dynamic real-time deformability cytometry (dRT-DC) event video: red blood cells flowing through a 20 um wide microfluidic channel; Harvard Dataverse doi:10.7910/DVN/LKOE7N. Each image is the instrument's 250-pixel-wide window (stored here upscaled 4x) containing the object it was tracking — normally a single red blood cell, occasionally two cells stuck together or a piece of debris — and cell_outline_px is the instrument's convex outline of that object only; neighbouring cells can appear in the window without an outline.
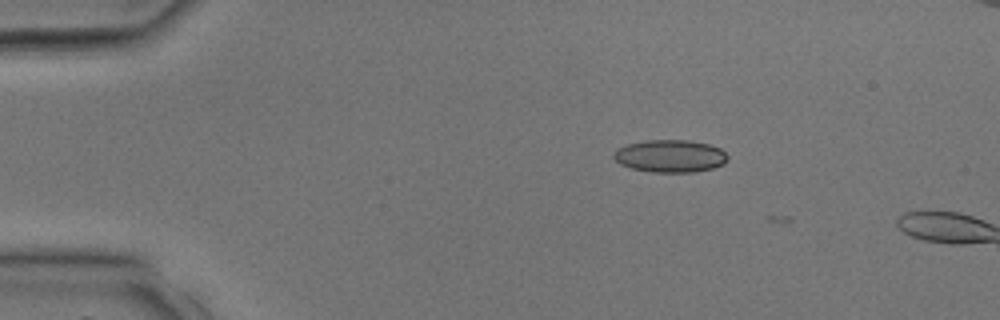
{"species": "common noctule bat (a hibernating species)", "species_latin": "Nyctalus noctula", "temperature_condition": "room temperature", "stored_images_in_passage": 6, "camera_frame_rate_fps": 3000, "um_per_image_px": 0.085, "animal": {"sex": "male", "body_mass_g": 17.9, "forearm_length_mm": 54.2}, "frame": {"image": 1, "passage_image": 5, "time_ms": 1.333, "image_size_px": [1000, 320], "cell_outline_px": [[728, 160], [724, 164], [712, 168], [692, 172], [652, 172], [632, 168], [620, 164], [612, 156], [612, 152], [616, 148], [628, 144], [644, 140], [688, 140], [708, 144], [720, 148], [728, 156]], "centroid_in_image_um": [56.94, 13.26], "position_along_channel_um": 28.1, "area_um2": 21.68}}